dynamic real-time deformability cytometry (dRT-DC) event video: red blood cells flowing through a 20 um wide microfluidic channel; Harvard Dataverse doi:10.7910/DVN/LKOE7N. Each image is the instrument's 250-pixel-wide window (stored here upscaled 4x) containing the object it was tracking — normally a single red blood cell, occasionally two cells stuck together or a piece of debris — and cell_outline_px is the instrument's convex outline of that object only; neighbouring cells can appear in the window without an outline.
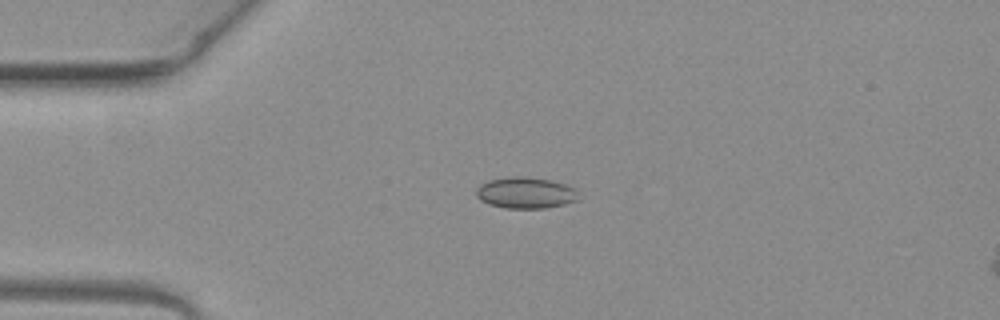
{"species": "common noctule bat (a hibernating species)", "species_latin": "Nyctalus noctula", "temperature_condition": "warm", "stored_images_in_passage": 28, "camera_frame_rate_fps": 3000, "um_per_image_px": 0.085, "animal": {"sex": "female", "body_mass_g": 19.3, "forearm_length_mm": 54.1}, "frame": {"image": 1, "passage_image": 1, "time_ms": 0.0, "image_size_px": [1000, 320], "cell_outline_px": [[580, 200], [548, 208], [504, 208], [488, 204], [480, 200], [476, 196], [476, 188], [480, 184], [488, 180], [512, 176], [524, 176], [548, 180], [564, 184], [576, 188]], "centroid_in_image_um": [44.67, 16.39], "position_along_channel_um": 40.3, "area_um2": 18.84}}
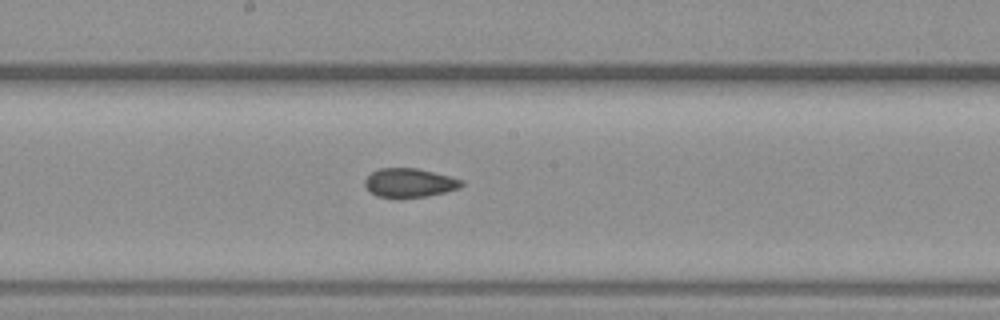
{"frame": {"image": 2, "passage_image": 16, "time_ms": 5.0, "image_size_px": [1000, 320], "cell_outline_px": [[464, 184], [460, 188], [428, 196], [396, 200], [376, 196], [364, 184], [364, 180], [372, 172], [380, 168], [416, 168], [464, 180]], "centroid_in_image_um": [34.79, 15.57], "position_along_channel_um": 213.4, "area_um2": 16.59}}
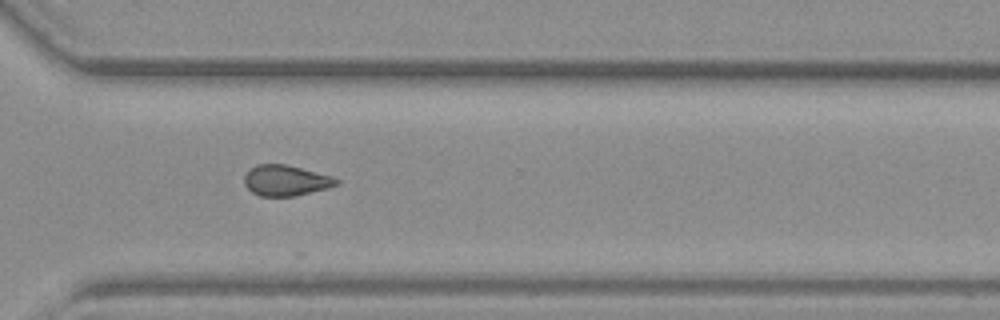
{"frame": {"image": 3, "passage_image": 26, "time_ms": 8.333, "image_size_px": [1000, 320], "cell_outline_px": [[340, 184], [328, 188], [296, 196], [260, 196], [252, 192], [244, 184], [244, 176], [256, 164], [284, 164], [332, 176], [340, 180]], "centroid_in_image_um": [24.31, 15.35], "position_along_channel_um": 346.3, "area_um2": 16.42}, "authors_computed_cell_mechanics": {"area_um2": 16.5019, "velocity_mm_per_s": 3.9928, "shape_relaxation_time_tau1_ms": null, "shape_relaxation_time_tau2_ms": 2.724, "deformation_change_tau1": null, "deformation_change_tau2": 0.0814}}